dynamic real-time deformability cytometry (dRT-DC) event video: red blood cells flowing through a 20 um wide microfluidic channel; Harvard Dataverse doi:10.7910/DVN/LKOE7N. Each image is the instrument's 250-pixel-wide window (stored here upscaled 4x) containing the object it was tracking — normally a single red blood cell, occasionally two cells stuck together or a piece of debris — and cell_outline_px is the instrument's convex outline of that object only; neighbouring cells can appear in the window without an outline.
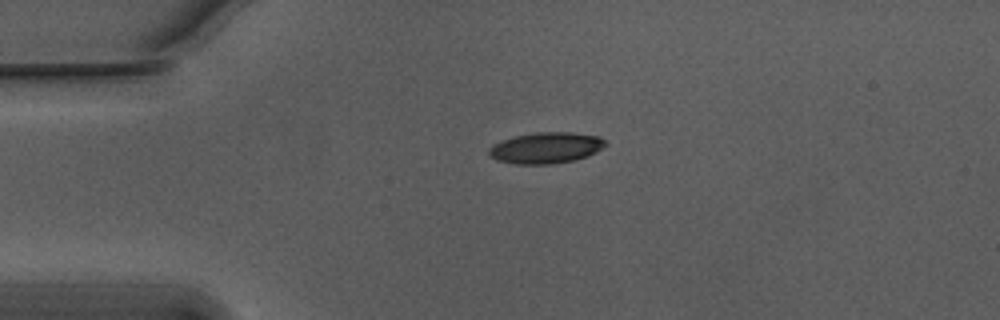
{"species": "Egyptian fruit bat (a non-hibernating species)", "species_latin": "Rousettus aegyptiacus", "temperature_condition": "warm", "stored_images_in_passage": 37, "camera_frame_rate_fps": 3000, "um_per_image_px": 0.085, "animal": {"sex": "male"}, "frame": {"image": 1, "passage_image": 1, "time_ms": 0.0, "image_size_px": [1000, 320], "cell_outline_px": [[608, 144], [596, 152], [588, 156], [572, 160], [552, 164], [516, 164], [496, 160], [488, 152], [488, 148], [492, 144], [500, 140], [516, 136], [536, 132], [572, 132], [600, 136]], "centroid_in_image_um": [46.4, 12.56], "position_along_channel_um": 38.6, "area_um2": 21.21}}
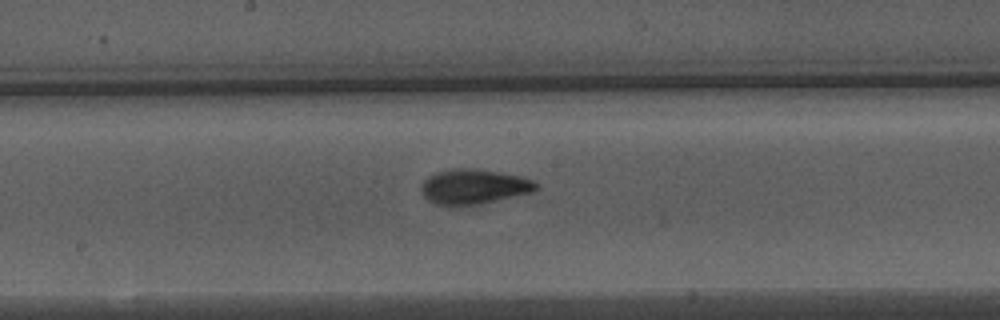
{"frame": {"image": 2, "passage_image": 17, "time_ms": 5.333, "image_size_px": [1000, 320], "cell_outline_px": [[540, 188], [532, 192], [480, 204], [456, 208], [436, 204], [428, 200], [424, 196], [420, 188], [420, 184], [428, 176], [436, 172], [456, 168], [472, 168], [520, 176], [532, 180], [540, 184]], "centroid_in_image_um": [40.25, 15.89], "position_along_channel_um": 208.0, "area_um2": 23.76}}
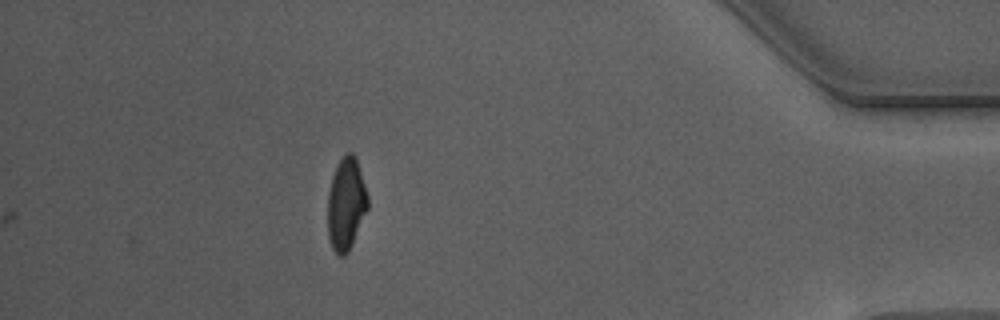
{"frame": {"image": 3, "passage_image": 37, "time_ms": 12.0, "image_size_px": [1000, 320], "cell_outline_px": [[368, 208], [352, 244], [348, 252], [344, 256], [340, 256], [332, 248], [328, 236], [328, 192], [332, 176], [336, 164], [344, 152], [352, 152], [356, 156], [368, 196]], "centroid_in_image_um": [29.41, 17.29], "position_along_channel_um": 405.8, "area_um2": 21.73}, "authors_computed_cell_mechanics": {"area_um2": 22.0218, "velocity_mm_per_s": 3.7619, "shape_relaxation_time_tau1_ms": 4.5337, "shape_relaxation_time_tau2_ms": 1.1739, "deformation_change_tau1": 0.1832, "deformation_change_tau2": 0.0715}}